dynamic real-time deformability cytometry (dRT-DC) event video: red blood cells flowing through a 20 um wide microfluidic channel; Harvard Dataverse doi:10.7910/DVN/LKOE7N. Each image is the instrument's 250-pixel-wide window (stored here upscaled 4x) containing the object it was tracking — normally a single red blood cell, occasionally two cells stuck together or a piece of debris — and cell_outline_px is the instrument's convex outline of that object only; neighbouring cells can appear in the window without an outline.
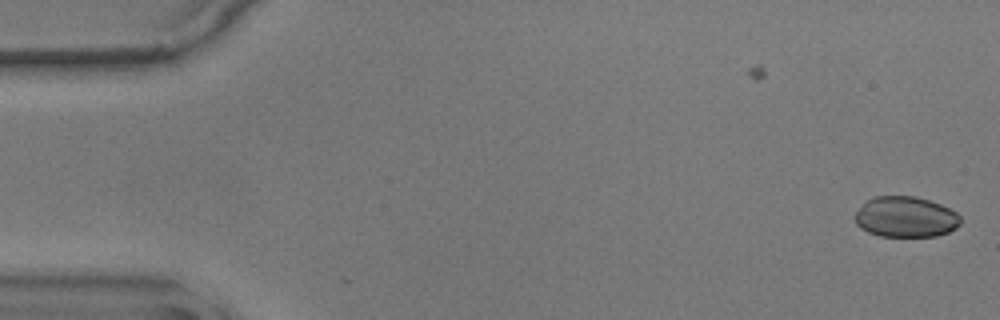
{"species": "common noctule bat (a hibernating species)", "species_latin": "Nyctalus noctula", "temperature_condition": "warm", "stored_images_in_passage": 56, "camera_frame_rate_fps": 3000, "um_per_image_px": 0.085, "animal": {"sex": "male", "body_mass_g": 17.9}, "frame": {"image": 1, "passage_image": 1, "time_ms": 0.0, "image_size_px": [1000, 320], "cell_outline_px": [[960, 224], [956, 228], [948, 232], [936, 236], [880, 236], [868, 232], [860, 228], [856, 224], [856, 212], [868, 200], [876, 196], [916, 196], [940, 204], [956, 212], [960, 216]], "centroid_in_image_um": [76.99, 18.44], "position_along_channel_um": 8.0, "area_um2": 24.85}}
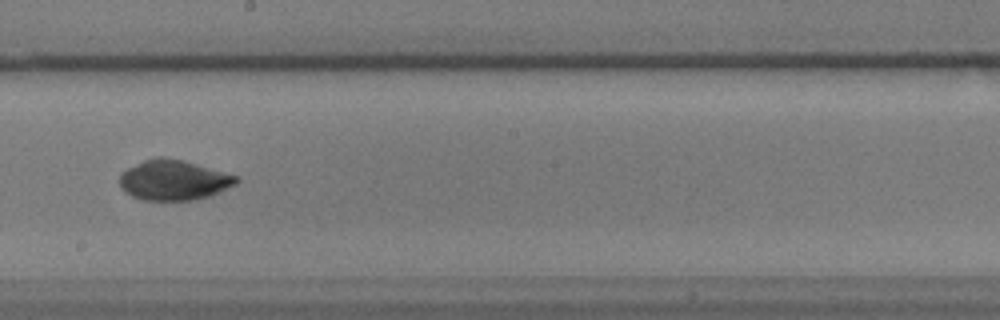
{"frame": {"image": 2, "passage_image": 31, "time_ms": 10.0, "image_size_px": [1000, 320], "cell_outline_px": [[240, 180], [236, 184], [212, 196], [192, 200], [140, 200], [124, 192], [120, 188], [120, 172], [144, 160], [160, 156], [164, 156], [184, 160], [240, 176]], "centroid_in_image_um": [14.79, 15.31], "position_along_channel_um": 233.4, "area_um2": 27.74}}
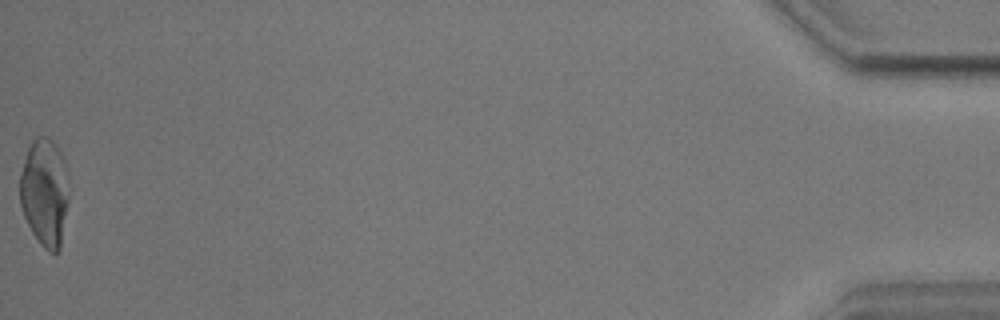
{"frame": {"image": 3, "passage_image": 56, "time_ms": 18.333, "image_size_px": [1000, 320], "cell_outline_px": [[68, 204], [60, 248], [56, 252], [48, 252], [40, 244], [32, 232], [24, 216], [20, 204], [20, 172], [28, 148], [32, 140], [36, 136], [48, 136], [56, 144], [64, 160], [68, 172]], "centroid_in_image_um": [3.81, 16.32], "position_along_channel_um": 431.4, "area_um2": 31.1}, "authors_computed_cell_mechanics": {"area_um2": 27.6284, "velocity_mm_per_s": 3.5757, "shape_relaxation_time_tau1_ms": 7.5294, "shape_relaxation_time_tau2_ms": 1.2541, "deformation_change_tau1": 0.2195, "deformation_change_tau2": 0.03}}